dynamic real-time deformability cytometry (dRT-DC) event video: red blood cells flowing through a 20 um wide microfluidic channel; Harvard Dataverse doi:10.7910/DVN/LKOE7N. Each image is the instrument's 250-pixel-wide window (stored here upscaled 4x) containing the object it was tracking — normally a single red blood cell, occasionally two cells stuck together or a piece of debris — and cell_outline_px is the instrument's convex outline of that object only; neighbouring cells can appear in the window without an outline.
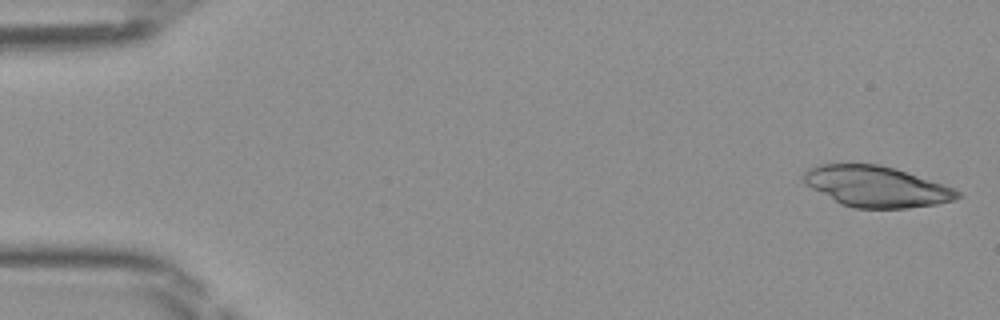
{"species": "Egyptian fruit bat (a non-hibernating species)", "species_latin": "Rousettus aegyptiacus", "temperature_condition": "room temperature", "stored_images_in_passage": 46, "camera_frame_rate_fps": 3000, "um_per_image_px": 0.085, "frame": {"image": 1, "passage_image": 1, "time_ms": 0.0, "image_size_px": [1000, 320], "cell_outline_px": [[964, 196], [956, 200], [936, 204], [908, 208], [852, 208], [840, 204], [804, 184], [804, 172], [808, 168], [820, 164], [880, 164], [896, 168], [952, 188], [960, 192]], "centroid_in_image_um": [74.48, 15.86], "position_along_channel_um": 10.5, "area_um2": 36.59}}